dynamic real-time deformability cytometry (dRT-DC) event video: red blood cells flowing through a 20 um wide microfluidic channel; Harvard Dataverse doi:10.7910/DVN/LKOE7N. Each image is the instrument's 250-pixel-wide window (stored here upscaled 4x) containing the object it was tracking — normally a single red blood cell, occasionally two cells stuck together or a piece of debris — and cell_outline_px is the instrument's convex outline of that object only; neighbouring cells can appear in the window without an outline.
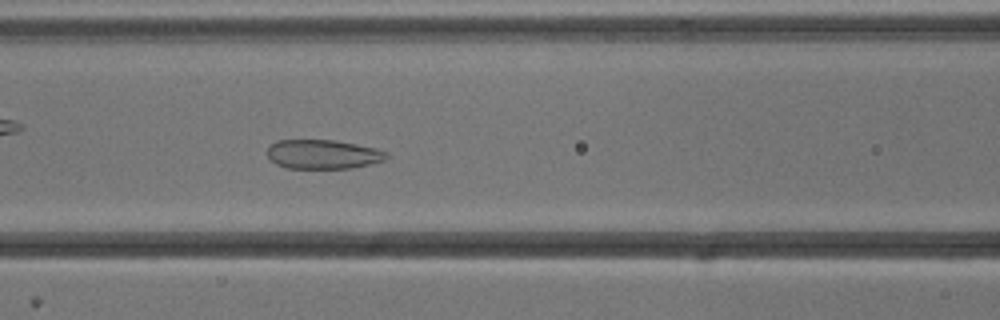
{"species": "common noctule bat (a hibernating species)", "species_latin": "Nyctalus noctula", "temperature_condition": "cold", "stored_images_in_passage": 53, "camera_frame_rate_fps": 3000, "um_per_image_px": 0.085, "animal": {"sex": "male", "body_mass_g": 13.3}, "frame": {"image": 1, "passage_image": 22, "time_ms": 7.0, "image_size_px": [1000, 320], "cell_outline_px": [[388, 156], [384, 160], [352, 168], [288, 168], [276, 164], [268, 156], [268, 148], [276, 140], [336, 140], [376, 148], [388, 152]], "centroid_in_image_um": [27.47, 13.11], "position_along_channel_um": 139.1, "area_um2": 20.17}}
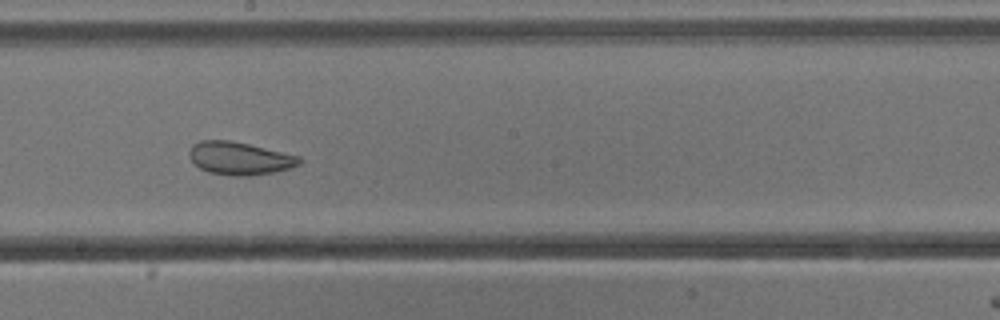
{"frame": {"image": 2, "passage_image": 29, "time_ms": 9.333, "image_size_px": [1000, 320], "cell_outline_px": [[304, 160], [300, 164], [288, 168], [272, 172], [252, 176], [232, 176], [208, 172], [192, 164], [188, 156], [188, 152], [192, 144], [200, 140], [228, 140], [248, 144], [300, 156]], "centroid_in_image_um": [20.32, 13.46], "position_along_channel_um": 227.9, "area_um2": 21.27}}
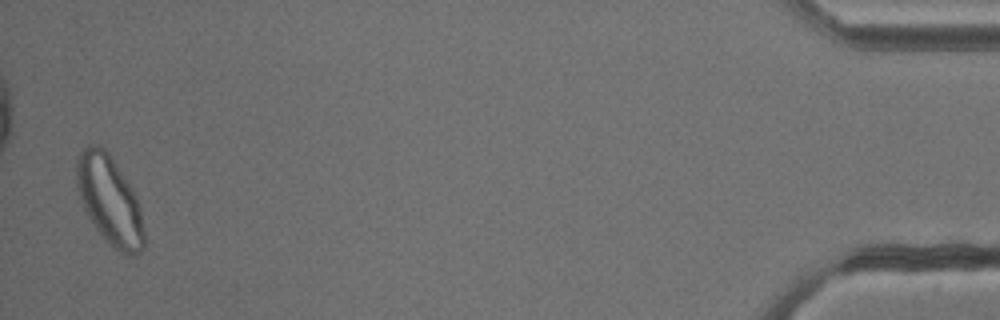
{"frame": {"image": 3, "passage_image": 52, "time_ms": 17.0, "image_size_px": [1000, 320], "cell_outline_px": [[144, 248], [136, 256], [128, 256], [120, 252], [96, 228], [88, 216], [80, 200], [76, 184], [76, 160], [80, 148], [88, 144], [96, 144], [104, 148], [108, 152], [132, 188], [140, 208], [144, 232]], "centroid_in_image_um": [9.29, 16.98], "position_along_channel_um": 425.9, "area_um2": 34.8}, "authors_computed_cell_mechanics": {"area_um2": 28.4376, "velocity_mm_per_s": 3.7942, "shape_relaxation_time_tau1_ms": null, "shape_relaxation_time_tau2_ms": 1.3277, "deformation_change_tau1": null, "deformation_change_tau2": 0.0654}}